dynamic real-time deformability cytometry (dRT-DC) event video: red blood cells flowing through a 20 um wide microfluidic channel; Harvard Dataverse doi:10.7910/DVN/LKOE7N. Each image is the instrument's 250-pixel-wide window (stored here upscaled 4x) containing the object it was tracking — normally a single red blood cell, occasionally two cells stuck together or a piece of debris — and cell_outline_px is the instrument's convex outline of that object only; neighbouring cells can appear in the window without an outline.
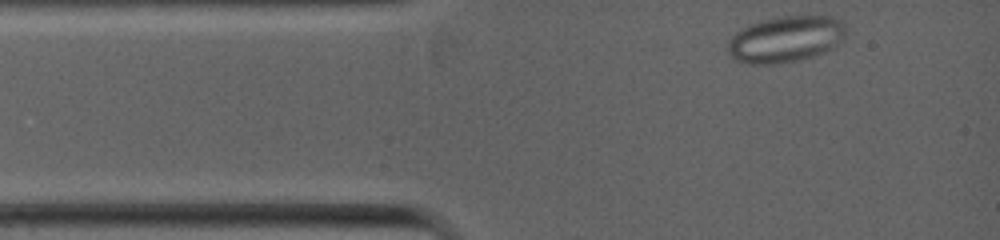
{"species": "common noctule bat (a hibernating species)", "species_latin": "Nyctalus noctula", "temperature_condition": "warm", "stored_images_in_passage": 51, "camera_frame_rate_fps": 5000, "um_per_image_px": 0.085, "animal": {"sex": "female", "body_mass_g": 19.0, "forearm_length_mm": 53.3}, "frame": {"image": 1, "passage_image": 2, "time_ms": 0.2, "image_size_px": [1000, 240], "cell_outline_px": [[840, 32], [836, 44], [832, 48], [824, 52], [800, 60], [776, 64], [744, 64], [736, 60], [732, 56], [728, 48], [728, 44], [732, 36], [736, 32], [752, 24], [768, 20], [788, 16], [828, 16], [836, 20], [840, 24]], "centroid_in_image_um": [66.67, 3.37], "position_along_channel_um": 18.3, "area_um2": 30.52}}
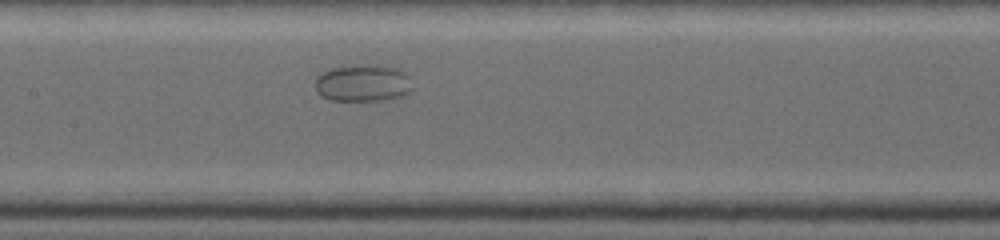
{"frame": {"image": 2, "passage_image": 23, "time_ms": 4.4, "image_size_px": [1000, 240], "cell_outline_px": [[408, 92], [404, 96], [392, 100], [332, 100], [324, 96], [316, 88], [316, 80], [324, 72], [336, 68], [364, 64], [396, 68], [404, 72], [408, 76]], "centroid_in_image_um": [30.88, 7.08], "position_along_channel_um": 176.5, "area_um2": 20.29}}
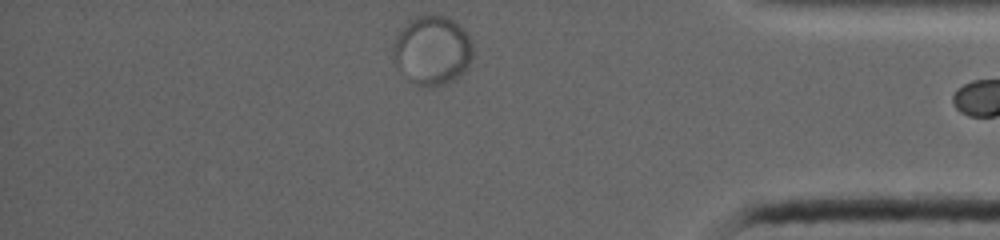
{"frame": {"image": 3, "passage_image": 50, "time_ms": 9.8, "image_size_px": [1000, 240], "cell_outline_px": [[472, 56], [468, 68], [460, 76], [444, 84], [432, 88], [424, 88], [408, 80], [396, 68], [392, 56], [392, 48], [396, 36], [408, 20], [424, 12], [444, 16], [452, 20], [468, 36], [472, 44]], "centroid_in_image_um": [36.69, 4.3], "position_along_channel_um": 398.5, "area_um2": 32.71}}